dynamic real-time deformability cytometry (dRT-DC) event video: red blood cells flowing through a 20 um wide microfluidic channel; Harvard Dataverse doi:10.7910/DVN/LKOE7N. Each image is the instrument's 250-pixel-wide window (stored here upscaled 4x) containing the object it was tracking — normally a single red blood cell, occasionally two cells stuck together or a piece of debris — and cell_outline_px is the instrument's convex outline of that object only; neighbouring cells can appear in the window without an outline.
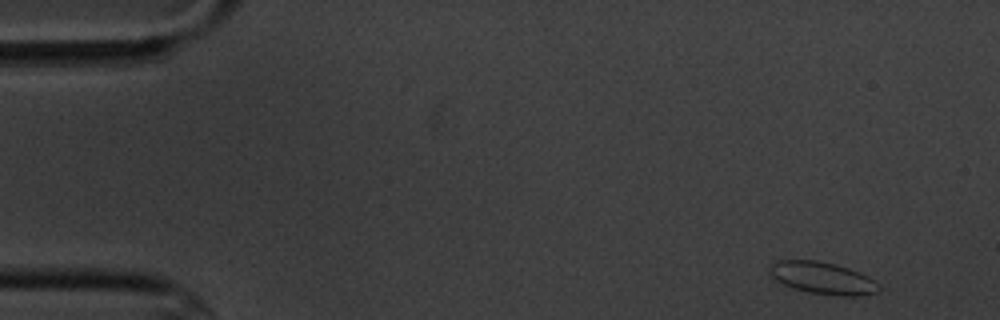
{"species": "common noctule bat (a hibernating species)", "species_latin": "Nyctalus noctula", "temperature_condition": "cold", "stored_images_in_passage": 6, "camera_frame_rate_fps": 3000, "um_per_image_px": 0.085, "animal": {"sex": "male", "body_mass_g": 20.1, "forearm_length_mm": 53.5}, "frame": {"image": 1, "passage_image": 1, "time_ms": 0.0, "image_size_px": [1000, 320], "cell_outline_px": [[880, 292], [860, 296], [840, 296], [808, 292], [784, 284], [776, 280], [772, 276], [772, 264], [776, 260], [816, 260], [836, 264], [860, 272], [868, 276], [880, 284]], "centroid_in_image_um": [70.01, 23.64], "position_along_channel_um": 15.0, "area_um2": 20.35}}
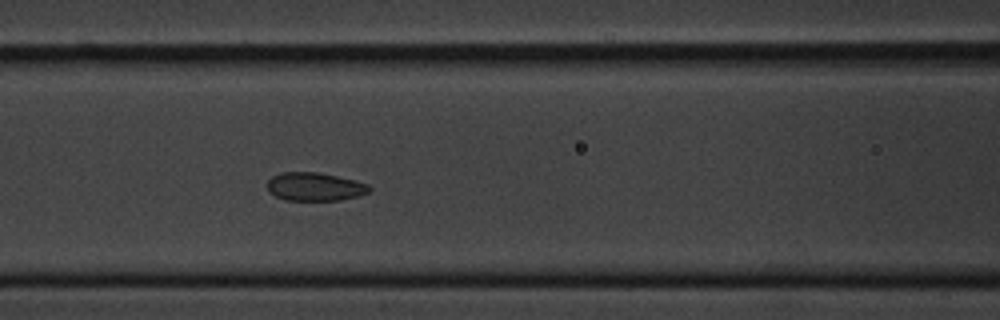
{"frame": {"image": 2, "passage_image": 6, "time_ms": 6.667, "image_size_px": [1000, 320], "cell_outline_px": [[372, 188], [368, 192], [360, 196], [340, 200], [284, 200], [268, 192], [268, 180], [272, 176], [280, 172], [320, 172], [356, 180], [368, 184]], "centroid_in_image_um": [26.77, 15.86], "position_along_channel_um": 139.8, "area_um2": 17.05}}